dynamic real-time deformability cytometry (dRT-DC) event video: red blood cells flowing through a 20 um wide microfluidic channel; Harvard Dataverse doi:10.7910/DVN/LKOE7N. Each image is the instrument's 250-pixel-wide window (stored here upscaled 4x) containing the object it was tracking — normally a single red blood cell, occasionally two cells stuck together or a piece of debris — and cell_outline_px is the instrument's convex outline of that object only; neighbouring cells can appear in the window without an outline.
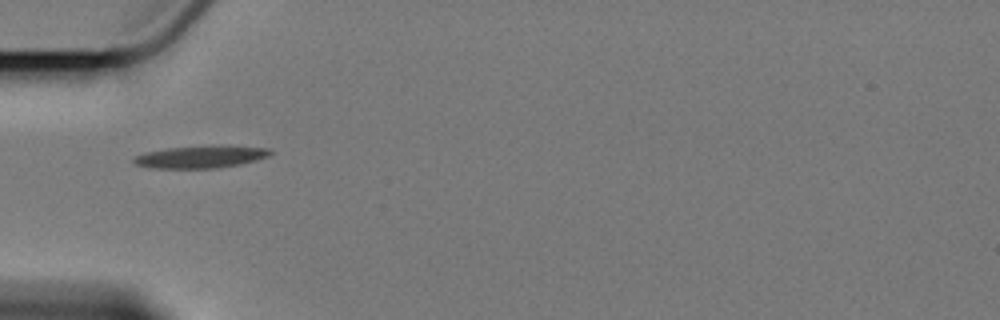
{"species": "Egyptian fruit bat (a non-hibernating species)", "species_latin": "Rousettus aegyptiacus", "temperature_condition": "cold", "stored_images_in_passage": 5, "camera_frame_rate_fps": 3000, "um_per_image_px": 0.085, "animal": {"sex": "female"}, "frame": {"image": 1, "passage_image": 1, "time_ms": 0.0, "image_size_px": [1000, 320], "cell_outline_px": [[272, 152], [268, 156], [256, 160], [240, 164], [220, 168], [148, 168], [136, 164], [132, 160], [136, 156], [144, 152], [164, 148], [212, 144], [220, 144], [272, 148]], "centroid_in_image_um": [17.09, 13.3], "position_along_channel_um": 67.9, "area_um2": 18.38}}
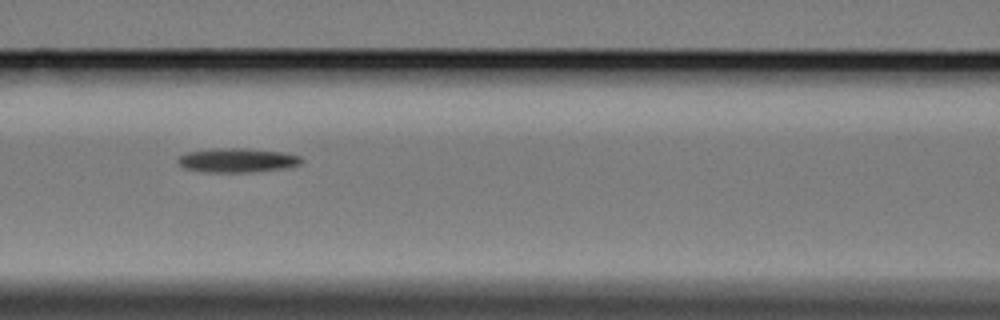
{"frame": {"image": 2, "passage_image": 3, "time_ms": 2.333, "image_size_px": [1000, 320], "cell_outline_px": [[304, 160], [300, 164], [280, 168], [252, 172], [204, 172], [184, 168], [176, 160], [180, 156], [188, 152], [212, 148], [244, 148], [284, 152], [300, 156]], "centroid_in_image_um": [20.15, 13.61], "position_along_channel_um": 146.5, "area_um2": 17.34}}
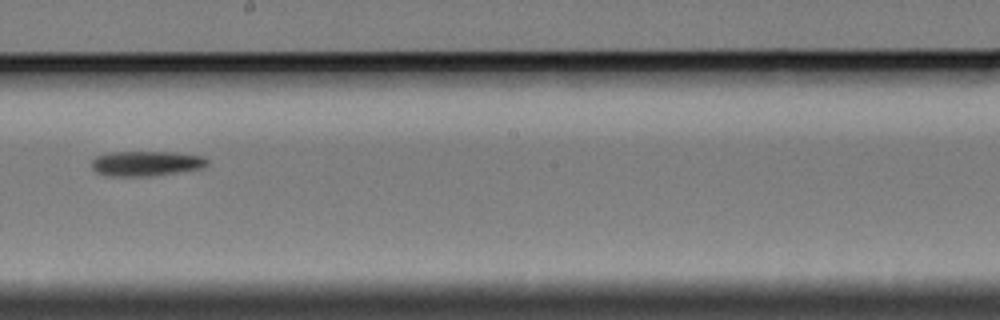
{"frame": {"image": 3, "passage_image": 5, "time_ms": 5.0, "image_size_px": [1000, 320], "cell_outline_px": [[208, 164], [204, 168], [152, 176], [108, 176], [96, 172], [92, 168], [92, 160], [96, 156], [108, 152], [176, 152], [204, 156], [208, 160]], "centroid_in_image_um": [12.44, 13.89], "position_along_channel_um": 235.8, "area_um2": 17.05}}